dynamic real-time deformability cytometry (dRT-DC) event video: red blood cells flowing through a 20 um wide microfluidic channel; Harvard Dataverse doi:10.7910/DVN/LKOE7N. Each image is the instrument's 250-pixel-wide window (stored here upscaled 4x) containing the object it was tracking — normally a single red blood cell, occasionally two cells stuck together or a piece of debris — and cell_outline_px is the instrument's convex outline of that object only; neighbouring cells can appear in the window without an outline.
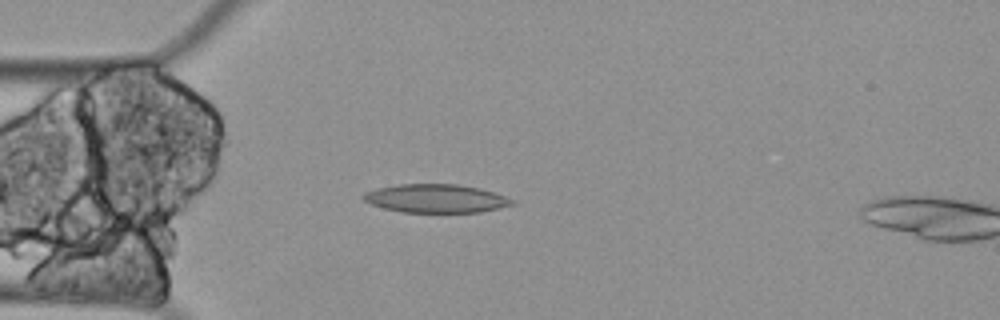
{"species": "Egyptian fruit bat (a non-hibernating species)", "species_latin": "Rousettus aegyptiacus", "temperature_condition": "cold", "stored_images_in_passage": 51, "camera_frame_rate_fps": 3000, "um_per_image_px": 0.085, "animal": {"sex": "female"}, "frame": {"image": 1, "passage_image": 16, "time_ms": 5.0, "image_size_px": [1000, 320], "cell_outline_px": [[516, 204], [480, 212], [400, 212], [384, 208], [372, 204], [364, 200], [360, 196], [364, 192], [376, 188], [396, 184], [456, 184], [480, 188], [516, 200]], "centroid_in_image_um": [37.03, 16.86], "position_along_channel_um": 48.0, "area_um2": 24.74}}
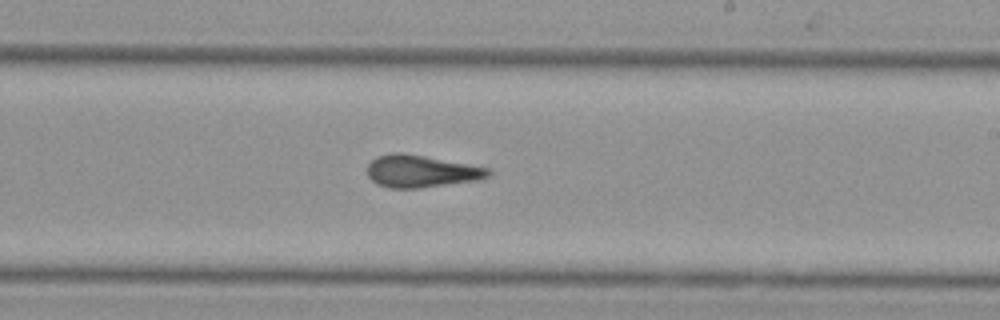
{"frame": {"image": 2, "passage_image": 35, "time_ms": 11.333, "image_size_px": [1000, 320], "cell_outline_px": [[492, 172], [488, 176], [476, 180], [420, 188], [388, 188], [372, 180], [368, 176], [368, 164], [376, 156], [392, 152], [404, 152], [492, 168]], "centroid_in_image_um": [35.81, 14.54], "position_along_channel_um": 253.2, "area_um2": 22.83}}
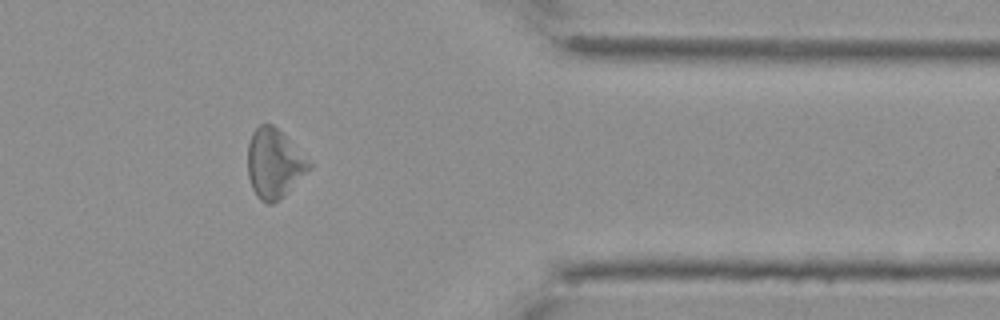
{"frame": {"image": 3, "passage_image": 49, "time_ms": 16.0, "image_size_px": [1000, 320], "cell_outline_px": [[312, 168], [280, 200], [272, 204], [268, 204], [260, 200], [256, 196], [252, 188], [248, 176], [248, 144], [252, 132], [260, 124], [272, 124], [312, 164]], "centroid_in_image_um": [23.28, 13.95], "position_along_channel_um": 388.1, "area_um2": 24.57}, "authors_computed_cell_mechanics": {"area_um2": 23.7558, "velocity_mm_per_s": 3.2717, "shape_relaxation_time_tau1_ms": null, "shape_relaxation_time_tau2_ms": 7.9382, "deformation_change_tau1": null, "deformation_change_tau2": 0.1359}}